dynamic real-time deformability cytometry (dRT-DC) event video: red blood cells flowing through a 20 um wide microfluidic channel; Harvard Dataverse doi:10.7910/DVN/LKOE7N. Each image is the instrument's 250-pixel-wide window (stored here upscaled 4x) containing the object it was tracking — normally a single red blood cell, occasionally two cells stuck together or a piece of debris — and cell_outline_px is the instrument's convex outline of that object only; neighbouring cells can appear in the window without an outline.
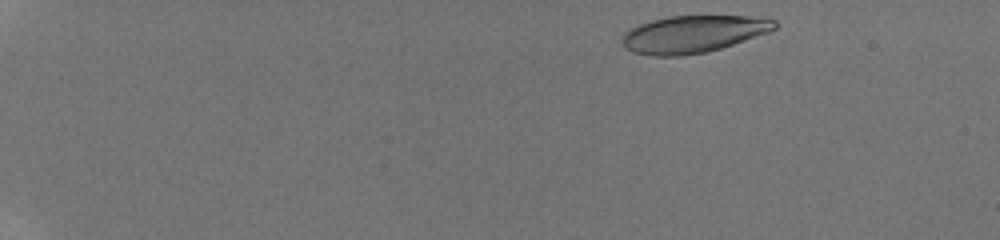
{"species": "human", "species_latin": "Homo sapiens", "temperature_condition": "room temperature", "stored_images_in_passage": 46, "camera_frame_rate_fps": 3000, "um_per_image_px": 0.085, "donor": {"sex": "male"}, "frame": {"image": 1, "passage_image": 2, "time_ms": 0.333, "image_size_px": [1000, 240], "cell_outline_px": [[776, 28], [768, 32], [708, 52], [684, 56], [652, 56], [632, 52], [624, 48], [620, 44], [620, 36], [624, 32], [640, 24], [652, 20], [668, 16], [748, 16], [776, 20]], "centroid_in_image_um": [58.84, 2.91], "position_along_channel_um": 26.2, "area_um2": 33.18}}
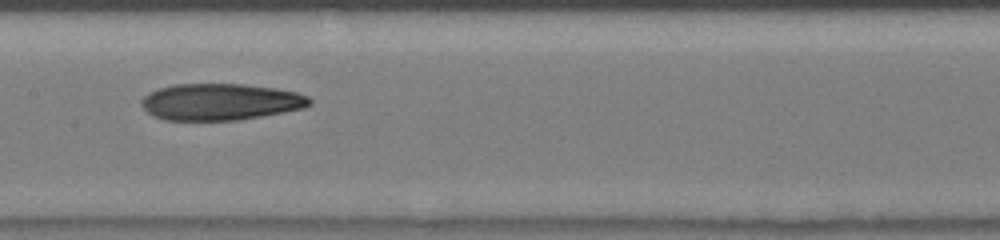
{"frame": {"image": 2, "passage_image": 24, "time_ms": 7.667, "image_size_px": [1000, 240], "cell_outline_px": [[312, 104], [304, 108], [284, 112], [240, 120], [164, 120], [152, 116], [140, 104], [140, 100], [148, 92], [160, 88], [176, 84], [244, 84], [276, 88], [296, 92], [308, 96], [312, 100]], "centroid_in_image_um": [18.74, 8.66], "position_along_channel_um": 188.7, "area_um2": 36.13}}
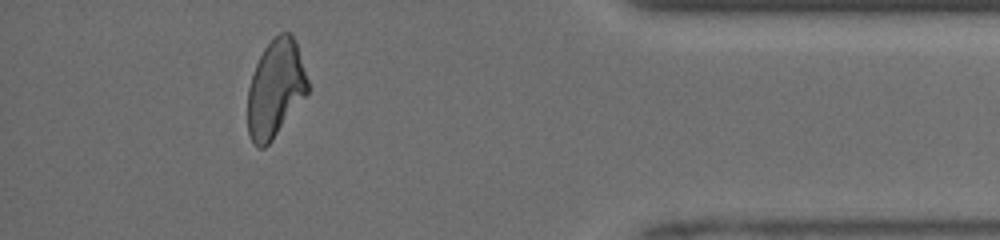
{"frame": {"image": 3, "passage_image": 42, "time_ms": 13.667, "image_size_px": [1000, 240], "cell_outline_px": [[308, 92], [272, 140], [264, 148], [260, 148], [252, 140], [248, 132], [248, 88], [256, 64], [264, 48], [280, 32], [292, 32], [308, 80]], "centroid_in_image_um": [23.41, 7.52], "position_along_channel_um": 411.8, "area_um2": 33.52}, "authors_computed_cell_mechanics": {"area_um2": 35.2869, "velocity_mm_per_s": 4.2053, "shape_relaxation_time_tau1_ms": 8.6653, "shape_relaxation_time_tau2_ms": 3.5941, "deformation_change_tau1": 0.2368, "deformation_change_tau2": 0.1352}}